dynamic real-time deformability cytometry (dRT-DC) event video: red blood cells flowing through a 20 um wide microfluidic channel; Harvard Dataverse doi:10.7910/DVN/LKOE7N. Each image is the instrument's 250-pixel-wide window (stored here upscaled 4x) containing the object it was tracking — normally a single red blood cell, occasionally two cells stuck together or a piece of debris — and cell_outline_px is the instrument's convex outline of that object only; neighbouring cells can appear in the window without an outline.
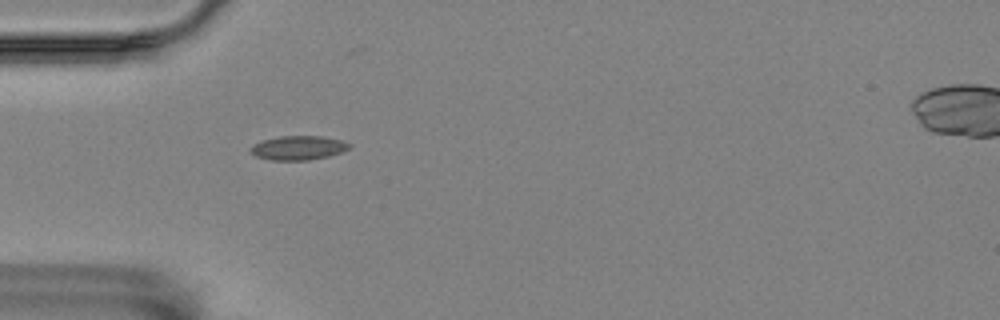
{"species": "Egyptian fruit bat (a non-hibernating species)", "species_latin": "Rousettus aegyptiacus", "temperature_condition": "room temperature", "stored_images_in_passage": 3, "camera_frame_rate_fps": 3000, "um_per_image_px": 0.085, "animal": {"sex": "female"}, "frame": {"image": 1, "passage_image": 1, "time_ms": 0.0, "image_size_px": [1000, 320], "cell_outline_px": [[352, 148], [344, 152], [328, 156], [308, 160], [272, 160], [256, 156], [248, 152], [248, 148], [264, 140], [280, 136], [320, 136], [340, 140], [352, 144]], "centroid_in_image_um": [25.39, 12.57], "position_along_channel_um": 59.6, "area_um2": 13.93}}
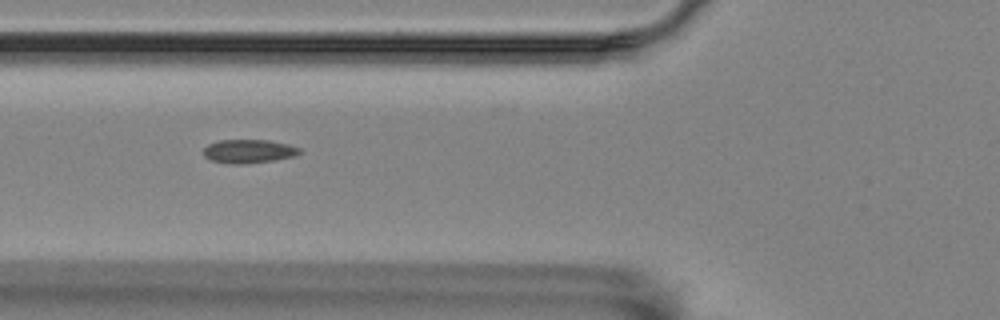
{"frame": {"image": 2, "passage_image": 2, "time_ms": 0.333, "image_size_px": [1000, 320], "cell_outline_px": [[300, 152], [292, 156], [272, 160], [240, 164], [232, 164], [212, 160], [204, 156], [204, 148], [208, 144], [220, 140], [268, 140], [288, 144], [300, 148]], "centroid_in_image_um": [21.11, 12.84], "position_along_channel_um": 104.7, "area_um2": 12.95}}
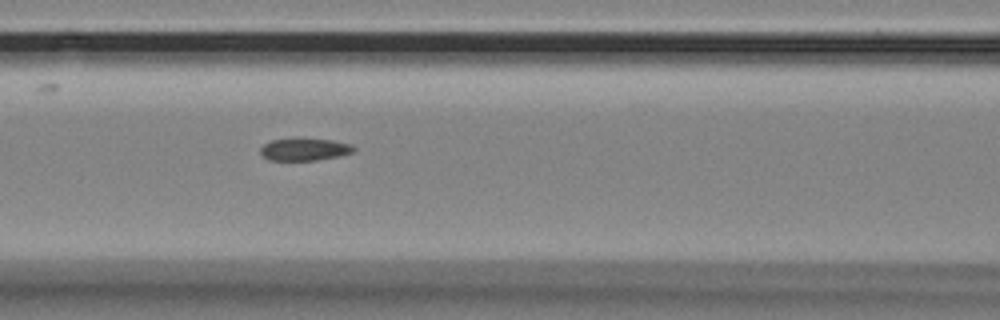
{"frame": {"image": 3, "passage_image": 3, "time_ms": 0.667, "image_size_px": [1000, 320], "cell_outline_px": [[356, 148], [352, 152], [340, 156], [316, 160], [268, 160], [260, 152], [260, 148], [264, 144], [272, 140], [296, 136], [332, 140], [352, 144]], "centroid_in_image_um": [25.88, 12.66], "position_along_channel_um": 140.7, "area_um2": 12.6}}